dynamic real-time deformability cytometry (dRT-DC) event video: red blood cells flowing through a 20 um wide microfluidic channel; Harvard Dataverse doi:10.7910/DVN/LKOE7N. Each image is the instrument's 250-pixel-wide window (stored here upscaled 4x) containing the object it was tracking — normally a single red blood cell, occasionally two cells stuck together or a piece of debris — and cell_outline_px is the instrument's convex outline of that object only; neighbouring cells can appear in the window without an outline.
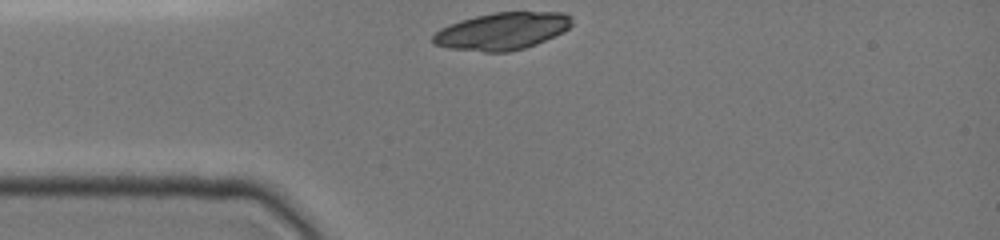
{"species": "common noctule bat (a hibernating species)", "species_latin": "Nyctalus noctula", "temperature_condition": "cold", "stored_images_in_passage": 12, "camera_frame_rate_fps": 3000, "um_per_image_px": 0.085, "animal": {"sex": "female", "body_mass_g": 19.0, "forearm_length_mm": 51.5}, "frame": {"image": 1, "passage_image": 1, "time_ms": 0.0, "image_size_px": [1000, 240], "cell_outline_px": [[572, 24], [564, 32], [536, 44], [524, 48], [508, 52], [484, 52], [448, 48], [432, 44], [432, 36], [440, 28], [448, 24], [460, 20], [476, 16], [496, 12], [564, 12], [572, 16]], "centroid_in_image_um": [42.67, 2.64], "position_along_channel_um": 42.3, "area_um2": 30.35}}
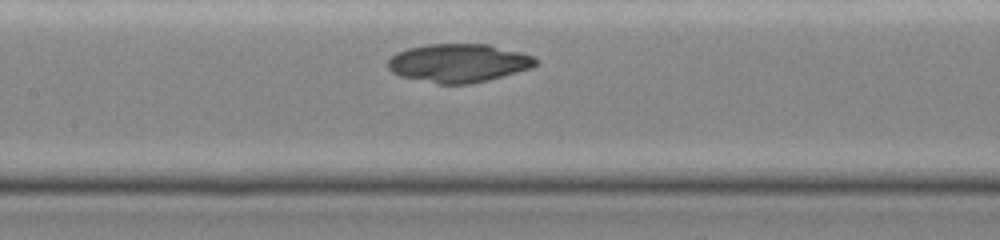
{"frame": {"image": 2, "passage_image": 9, "time_ms": 3.667, "image_size_px": [1000, 240], "cell_outline_px": [[540, 64], [532, 68], [488, 80], [468, 84], [436, 84], [400, 76], [392, 72], [388, 68], [388, 60], [396, 52], [408, 48], [428, 44], [488, 44], [536, 56]], "centroid_in_image_um": [39.01, 5.36], "position_along_channel_um": 168.4, "area_um2": 33.35}}
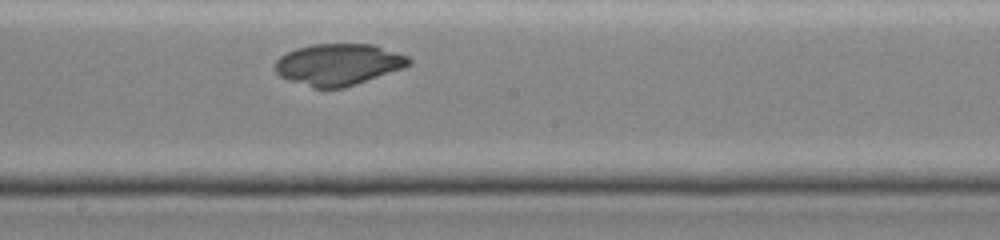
{"frame": {"image": 3, "passage_image": 12, "time_ms": 5.0, "image_size_px": [1000, 240], "cell_outline_px": [[412, 64], [404, 68], [344, 88], [312, 88], [288, 80], [280, 76], [272, 68], [272, 64], [280, 56], [296, 48], [312, 44], [372, 44], [408, 56], [412, 60]], "centroid_in_image_um": [28.73, 5.48], "position_along_channel_um": 219.5, "area_um2": 32.66}}